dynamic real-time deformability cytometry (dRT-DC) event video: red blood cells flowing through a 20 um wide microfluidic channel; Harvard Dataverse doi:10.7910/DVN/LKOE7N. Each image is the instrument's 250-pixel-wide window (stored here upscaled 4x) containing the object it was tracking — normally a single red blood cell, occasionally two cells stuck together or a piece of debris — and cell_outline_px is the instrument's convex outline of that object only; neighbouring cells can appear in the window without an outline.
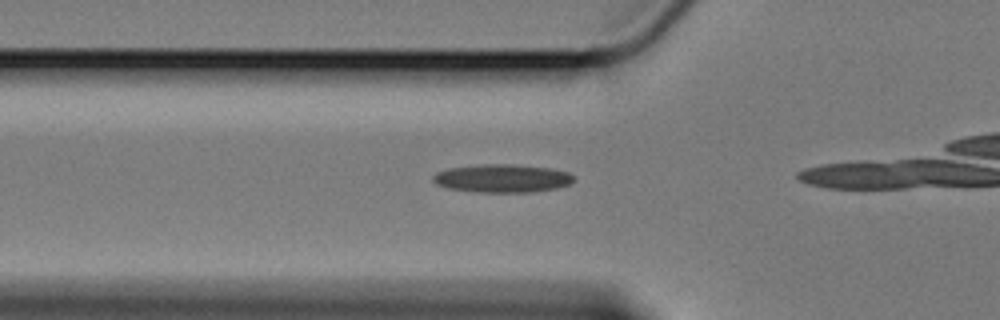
{"species": "Egyptian fruit bat (a non-hibernating species)", "species_latin": "Rousettus aegyptiacus", "temperature_condition": "cold", "stored_images_in_passage": 28, "camera_frame_rate_fps": 3000, "um_per_image_px": 0.085, "animal": {"sex": "female"}, "frame": {"image": 1, "passage_image": 2, "time_ms": 0.333, "image_size_px": [1000, 320], "cell_outline_px": [[572, 180], [568, 184], [556, 188], [532, 192], [480, 192], [448, 188], [436, 184], [432, 180], [432, 176], [436, 172], [448, 168], [484, 164], [512, 164], [552, 168], [568, 172], [572, 176]], "centroid_in_image_um": [42.65, 15.15], "position_along_channel_um": 83.1, "area_um2": 23.0}}
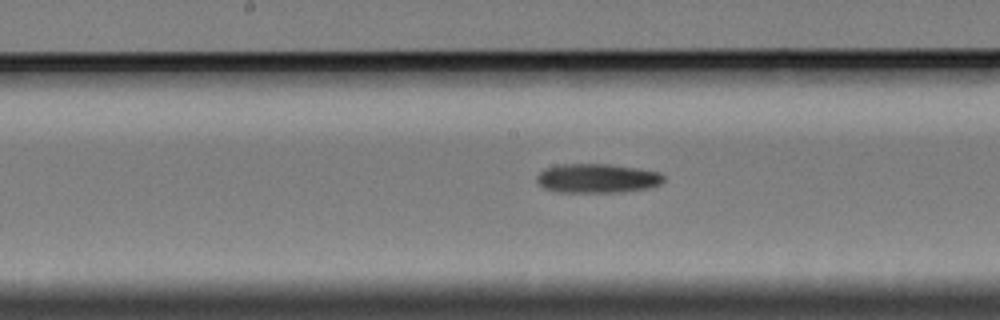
{"frame": {"image": 2, "passage_image": 12, "time_ms": 3.667, "image_size_px": [1000, 320], "cell_outline_px": [[664, 180], [660, 184], [648, 188], [620, 192], [556, 192], [544, 188], [536, 180], [536, 176], [544, 168], [560, 164], [608, 164], [640, 168], [660, 172], [664, 176]], "centroid_in_image_um": [50.76, 15.15], "position_along_channel_um": 197.4, "area_um2": 21.73}}
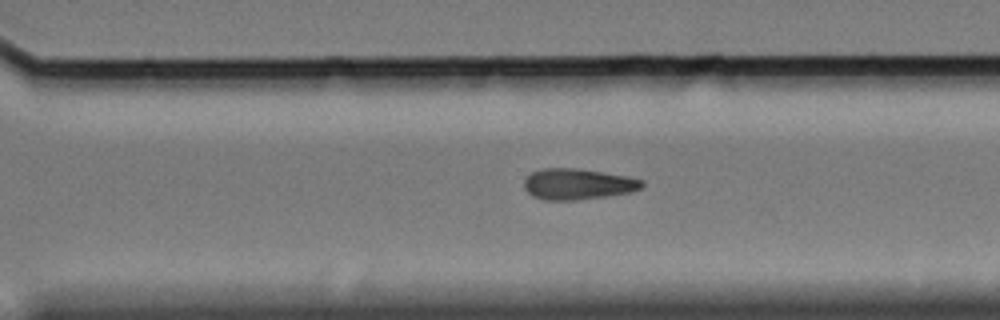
{"frame": {"image": 3, "passage_image": 23, "time_ms": 7.333, "image_size_px": [1000, 320], "cell_outline_px": [[644, 184], [640, 188], [628, 192], [604, 196], [576, 200], [544, 200], [532, 196], [524, 188], [524, 180], [532, 172], [544, 168], [576, 168], [628, 176], [644, 180]], "centroid_in_image_um": [49.08, 15.64], "position_along_channel_um": 321.5, "area_um2": 21.1}}